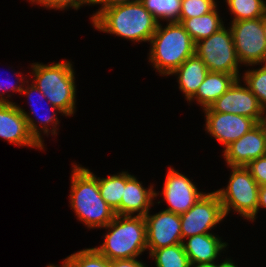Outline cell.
<instances>
[{"instance_id": "cell-1", "label": "cell", "mask_w": 266, "mask_h": 267, "mask_svg": "<svg viewBox=\"0 0 266 267\" xmlns=\"http://www.w3.org/2000/svg\"><path fill=\"white\" fill-rule=\"evenodd\" d=\"M72 165L70 206L88 228L106 227L116 214L100 195L98 177L85 167Z\"/></svg>"}, {"instance_id": "cell-2", "label": "cell", "mask_w": 266, "mask_h": 267, "mask_svg": "<svg viewBox=\"0 0 266 267\" xmlns=\"http://www.w3.org/2000/svg\"><path fill=\"white\" fill-rule=\"evenodd\" d=\"M92 24L99 31L124 39L150 42L159 23L141 2H134L104 9Z\"/></svg>"}, {"instance_id": "cell-3", "label": "cell", "mask_w": 266, "mask_h": 267, "mask_svg": "<svg viewBox=\"0 0 266 267\" xmlns=\"http://www.w3.org/2000/svg\"><path fill=\"white\" fill-rule=\"evenodd\" d=\"M150 44L149 62L161 75H170L195 55L196 44L179 22L168 23L164 28L159 23Z\"/></svg>"}, {"instance_id": "cell-4", "label": "cell", "mask_w": 266, "mask_h": 267, "mask_svg": "<svg viewBox=\"0 0 266 267\" xmlns=\"http://www.w3.org/2000/svg\"><path fill=\"white\" fill-rule=\"evenodd\" d=\"M34 84L45 96L49 105L61 114L71 116L75 113L76 85L74 69L69 61L44 65L32 63Z\"/></svg>"}, {"instance_id": "cell-5", "label": "cell", "mask_w": 266, "mask_h": 267, "mask_svg": "<svg viewBox=\"0 0 266 267\" xmlns=\"http://www.w3.org/2000/svg\"><path fill=\"white\" fill-rule=\"evenodd\" d=\"M104 228V243L94 248L110 261L137 258L147 250L145 217L115 215Z\"/></svg>"}, {"instance_id": "cell-6", "label": "cell", "mask_w": 266, "mask_h": 267, "mask_svg": "<svg viewBox=\"0 0 266 267\" xmlns=\"http://www.w3.org/2000/svg\"><path fill=\"white\" fill-rule=\"evenodd\" d=\"M231 175L226 188L216 190L225 217L235 210L243 218L255 220L258 207L259 185L247 167L229 166Z\"/></svg>"}, {"instance_id": "cell-7", "label": "cell", "mask_w": 266, "mask_h": 267, "mask_svg": "<svg viewBox=\"0 0 266 267\" xmlns=\"http://www.w3.org/2000/svg\"><path fill=\"white\" fill-rule=\"evenodd\" d=\"M195 54L205 63L210 72H222L239 77L240 64L233 42L232 32L220 28L210 37L196 43Z\"/></svg>"}, {"instance_id": "cell-8", "label": "cell", "mask_w": 266, "mask_h": 267, "mask_svg": "<svg viewBox=\"0 0 266 267\" xmlns=\"http://www.w3.org/2000/svg\"><path fill=\"white\" fill-rule=\"evenodd\" d=\"M23 108L15 102H0V138L17 146H29L38 149L44 147L38 143V126Z\"/></svg>"}, {"instance_id": "cell-9", "label": "cell", "mask_w": 266, "mask_h": 267, "mask_svg": "<svg viewBox=\"0 0 266 267\" xmlns=\"http://www.w3.org/2000/svg\"><path fill=\"white\" fill-rule=\"evenodd\" d=\"M231 22L230 30L240 64H265L266 39L263 34L262 17Z\"/></svg>"}, {"instance_id": "cell-10", "label": "cell", "mask_w": 266, "mask_h": 267, "mask_svg": "<svg viewBox=\"0 0 266 267\" xmlns=\"http://www.w3.org/2000/svg\"><path fill=\"white\" fill-rule=\"evenodd\" d=\"M225 218L218 194L205 193L186 213L180 215L182 240L210 233Z\"/></svg>"}, {"instance_id": "cell-11", "label": "cell", "mask_w": 266, "mask_h": 267, "mask_svg": "<svg viewBox=\"0 0 266 267\" xmlns=\"http://www.w3.org/2000/svg\"><path fill=\"white\" fill-rule=\"evenodd\" d=\"M237 79L233 85L204 112H220L243 115L260 123L264 115L257 97Z\"/></svg>"}, {"instance_id": "cell-12", "label": "cell", "mask_w": 266, "mask_h": 267, "mask_svg": "<svg viewBox=\"0 0 266 267\" xmlns=\"http://www.w3.org/2000/svg\"><path fill=\"white\" fill-rule=\"evenodd\" d=\"M144 217L148 250H156L183 242L179 214L163 210L154 215H150L148 212Z\"/></svg>"}, {"instance_id": "cell-13", "label": "cell", "mask_w": 266, "mask_h": 267, "mask_svg": "<svg viewBox=\"0 0 266 267\" xmlns=\"http://www.w3.org/2000/svg\"><path fill=\"white\" fill-rule=\"evenodd\" d=\"M161 192L169 207L165 210L175 214L186 213L204 194L185 175L169 168Z\"/></svg>"}, {"instance_id": "cell-14", "label": "cell", "mask_w": 266, "mask_h": 267, "mask_svg": "<svg viewBox=\"0 0 266 267\" xmlns=\"http://www.w3.org/2000/svg\"><path fill=\"white\" fill-rule=\"evenodd\" d=\"M205 113V130L226 148L237 141L258 123L249 117L220 112Z\"/></svg>"}, {"instance_id": "cell-15", "label": "cell", "mask_w": 266, "mask_h": 267, "mask_svg": "<svg viewBox=\"0 0 266 267\" xmlns=\"http://www.w3.org/2000/svg\"><path fill=\"white\" fill-rule=\"evenodd\" d=\"M223 153L228 166L243 167L266 155V134L262 125L258 123L237 141L228 145Z\"/></svg>"}, {"instance_id": "cell-16", "label": "cell", "mask_w": 266, "mask_h": 267, "mask_svg": "<svg viewBox=\"0 0 266 267\" xmlns=\"http://www.w3.org/2000/svg\"><path fill=\"white\" fill-rule=\"evenodd\" d=\"M153 185L146 189L134 175L125 171V187L121 199V216H145L150 212L153 198L157 197Z\"/></svg>"}, {"instance_id": "cell-17", "label": "cell", "mask_w": 266, "mask_h": 267, "mask_svg": "<svg viewBox=\"0 0 266 267\" xmlns=\"http://www.w3.org/2000/svg\"><path fill=\"white\" fill-rule=\"evenodd\" d=\"M182 245L190 264H197L216 263L214 261L228 244L221 241L217 235L208 233L188 237V241H183Z\"/></svg>"}, {"instance_id": "cell-18", "label": "cell", "mask_w": 266, "mask_h": 267, "mask_svg": "<svg viewBox=\"0 0 266 267\" xmlns=\"http://www.w3.org/2000/svg\"><path fill=\"white\" fill-rule=\"evenodd\" d=\"M208 72L209 70L205 63L195 54L170 75L178 76L179 89L185 94V99L189 101L196 94Z\"/></svg>"}, {"instance_id": "cell-19", "label": "cell", "mask_w": 266, "mask_h": 267, "mask_svg": "<svg viewBox=\"0 0 266 267\" xmlns=\"http://www.w3.org/2000/svg\"><path fill=\"white\" fill-rule=\"evenodd\" d=\"M237 80L234 75L222 72H208L196 94L189 100H196L203 109L210 107Z\"/></svg>"}, {"instance_id": "cell-20", "label": "cell", "mask_w": 266, "mask_h": 267, "mask_svg": "<svg viewBox=\"0 0 266 267\" xmlns=\"http://www.w3.org/2000/svg\"><path fill=\"white\" fill-rule=\"evenodd\" d=\"M217 6L209 13L192 18H180L179 23L188 32L195 44L210 37L224 26Z\"/></svg>"}, {"instance_id": "cell-21", "label": "cell", "mask_w": 266, "mask_h": 267, "mask_svg": "<svg viewBox=\"0 0 266 267\" xmlns=\"http://www.w3.org/2000/svg\"><path fill=\"white\" fill-rule=\"evenodd\" d=\"M98 186L101 197L115 211L121 215V199L125 187V172L111 175L106 178L98 177Z\"/></svg>"}, {"instance_id": "cell-22", "label": "cell", "mask_w": 266, "mask_h": 267, "mask_svg": "<svg viewBox=\"0 0 266 267\" xmlns=\"http://www.w3.org/2000/svg\"><path fill=\"white\" fill-rule=\"evenodd\" d=\"M150 258L155 260L156 267H190L187 254L182 243L149 250Z\"/></svg>"}, {"instance_id": "cell-23", "label": "cell", "mask_w": 266, "mask_h": 267, "mask_svg": "<svg viewBox=\"0 0 266 267\" xmlns=\"http://www.w3.org/2000/svg\"><path fill=\"white\" fill-rule=\"evenodd\" d=\"M26 83H27V87H23V90L21 91V94L23 93V94L27 95L28 100L30 102H32V97H33L34 94L40 95L39 97L41 98V100H43V99L47 100L45 98V96L40 92V90L34 84L28 85L29 81H27ZM31 105H33V104H31ZM35 108L37 109V107H35V105H33L31 107V111H32L33 115L39 117L38 121H39V119L41 121L40 129H38V143L44 147L45 145H44V142L42 140L43 137H41L42 134L40 132L42 130V132L44 134H46L47 136H48V133H50V131H51L52 135L57 134L56 126H57V124H59V121H58V118H57L56 115H57L58 112L59 113H61V112L57 108H55L54 106L51 105V108H47V110L51 109L50 112L52 111L53 114H51L49 116H46V117L44 116L45 117L44 118V117L40 116V114L38 113L39 110H36ZM51 125L53 126L52 127L53 129L51 130V128H50V130H49L48 127H50Z\"/></svg>"}, {"instance_id": "cell-24", "label": "cell", "mask_w": 266, "mask_h": 267, "mask_svg": "<svg viewBox=\"0 0 266 267\" xmlns=\"http://www.w3.org/2000/svg\"><path fill=\"white\" fill-rule=\"evenodd\" d=\"M141 3L158 23L160 20L167 23L180 21L182 0H141Z\"/></svg>"}, {"instance_id": "cell-25", "label": "cell", "mask_w": 266, "mask_h": 267, "mask_svg": "<svg viewBox=\"0 0 266 267\" xmlns=\"http://www.w3.org/2000/svg\"><path fill=\"white\" fill-rule=\"evenodd\" d=\"M231 14L232 21L261 18L266 13L264 0H225Z\"/></svg>"}, {"instance_id": "cell-26", "label": "cell", "mask_w": 266, "mask_h": 267, "mask_svg": "<svg viewBox=\"0 0 266 267\" xmlns=\"http://www.w3.org/2000/svg\"><path fill=\"white\" fill-rule=\"evenodd\" d=\"M63 267H111V261L95 248H86L71 254L62 262Z\"/></svg>"}, {"instance_id": "cell-27", "label": "cell", "mask_w": 266, "mask_h": 267, "mask_svg": "<svg viewBox=\"0 0 266 267\" xmlns=\"http://www.w3.org/2000/svg\"><path fill=\"white\" fill-rule=\"evenodd\" d=\"M243 83L257 97L261 108L266 111V63L259 69L247 70Z\"/></svg>"}, {"instance_id": "cell-28", "label": "cell", "mask_w": 266, "mask_h": 267, "mask_svg": "<svg viewBox=\"0 0 266 267\" xmlns=\"http://www.w3.org/2000/svg\"><path fill=\"white\" fill-rule=\"evenodd\" d=\"M215 0H182L180 18H192L211 12L216 6Z\"/></svg>"}, {"instance_id": "cell-29", "label": "cell", "mask_w": 266, "mask_h": 267, "mask_svg": "<svg viewBox=\"0 0 266 267\" xmlns=\"http://www.w3.org/2000/svg\"><path fill=\"white\" fill-rule=\"evenodd\" d=\"M246 167L259 186L266 185V155L251 161Z\"/></svg>"}, {"instance_id": "cell-30", "label": "cell", "mask_w": 266, "mask_h": 267, "mask_svg": "<svg viewBox=\"0 0 266 267\" xmlns=\"http://www.w3.org/2000/svg\"><path fill=\"white\" fill-rule=\"evenodd\" d=\"M43 7L50 9H68L69 7L78 10L82 5H91V0H42L39 3Z\"/></svg>"}, {"instance_id": "cell-31", "label": "cell", "mask_w": 266, "mask_h": 267, "mask_svg": "<svg viewBox=\"0 0 266 267\" xmlns=\"http://www.w3.org/2000/svg\"><path fill=\"white\" fill-rule=\"evenodd\" d=\"M134 2H141V0H91V5L101 4L100 9L96 13H94L93 16L91 17V21H93L104 9L119 4L134 3Z\"/></svg>"}, {"instance_id": "cell-32", "label": "cell", "mask_w": 266, "mask_h": 267, "mask_svg": "<svg viewBox=\"0 0 266 267\" xmlns=\"http://www.w3.org/2000/svg\"><path fill=\"white\" fill-rule=\"evenodd\" d=\"M24 79V77H20V79H19V82L21 83V84H19L18 82H14V83H16L15 84V86L13 85V82H10V85H8V82H6L5 84V87H3V85H2V83L0 82V91L3 89V91H1L0 92V102H11L10 100H8L7 99V97H6V99H5V97H4V93H7V91L10 89L11 91H14V92H20V94H21V91L23 90V87H24V85H25V83L27 82V81H25V80H23ZM9 80V79H8ZM23 81V82H22ZM4 84V83H3ZM9 86V87H8ZM7 88H8V90H7Z\"/></svg>"}, {"instance_id": "cell-33", "label": "cell", "mask_w": 266, "mask_h": 267, "mask_svg": "<svg viewBox=\"0 0 266 267\" xmlns=\"http://www.w3.org/2000/svg\"><path fill=\"white\" fill-rule=\"evenodd\" d=\"M111 267H146L136 258L111 260Z\"/></svg>"}, {"instance_id": "cell-34", "label": "cell", "mask_w": 266, "mask_h": 267, "mask_svg": "<svg viewBox=\"0 0 266 267\" xmlns=\"http://www.w3.org/2000/svg\"><path fill=\"white\" fill-rule=\"evenodd\" d=\"M260 207L266 208V185L259 187L257 213H258Z\"/></svg>"}, {"instance_id": "cell-35", "label": "cell", "mask_w": 266, "mask_h": 267, "mask_svg": "<svg viewBox=\"0 0 266 267\" xmlns=\"http://www.w3.org/2000/svg\"><path fill=\"white\" fill-rule=\"evenodd\" d=\"M216 267H238V266L235 265L232 260L226 258V260H224L222 263L216 264Z\"/></svg>"}, {"instance_id": "cell-36", "label": "cell", "mask_w": 266, "mask_h": 267, "mask_svg": "<svg viewBox=\"0 0 266 267\" xmlns=\"http://www.w3.org/2000/svg\"><path fill=\"white\" fill-rule=\"evenodd\" d=\"M190 267H216V263H197V264H190Z\"/></svg>"}, {"instance_id": "cell-37", "label": "cell", "mask_w": 266, "mask_h": 267, "mask_svg": "<svg viewBox=\"0 0 266 267\" xmlns=\"http://www.w3.org/2000/svg\"><path fill=\"white\" fill-rule=\"evenodd\" d=\"M262 27H263V34L266 39V13L262 17Z\"/></svg>"}, {"instance_id": "cell-38", "label": "cell", "mask_w": 266, "mask_h": 267, "mask_svg": "<svg viewBox=\"0 0 266 267\" xmlns=\"http://www.w3.org/2000/svg\"><path fill=\"white\" fill-rule=\"evenodd\" d=\"M260 124L262 125V127L265 131V134H266V115H265V112H264L263 117L261 118Z\"/></svg>"}, {"instance_id": "cell-39", "label": "cell", "mask_w": 266, "mask_h": 267, "mask_svg": "<svg viewBox=\"0 0 266 267\" xmlns=\"http://www.w3.org/2000/svg\"><path fill=\"white\" fill-rule=\"evenodd\" d=\"M30 1H31V3L33 2V4L34 3H36V4L38 3L39 4L42 0H30Z\"/></svg>"}, {"instance_id": "cell-40", "label": "cell", "mask_w": 266, "mask_h": 267, "mask_svg": "<svg viewBox=\"0 0 266 267\" xmlns=\"http://www.w3.org/2000/svg\"><path fill=\"white\" fill-rule=\"evenodd\" d=\"M47 267H58V266H55V265H53V264H52V265L49 264ZM60 267H61V266H60ZM62 267H63V266H62Z\"/></svg>"}]
</instances>
